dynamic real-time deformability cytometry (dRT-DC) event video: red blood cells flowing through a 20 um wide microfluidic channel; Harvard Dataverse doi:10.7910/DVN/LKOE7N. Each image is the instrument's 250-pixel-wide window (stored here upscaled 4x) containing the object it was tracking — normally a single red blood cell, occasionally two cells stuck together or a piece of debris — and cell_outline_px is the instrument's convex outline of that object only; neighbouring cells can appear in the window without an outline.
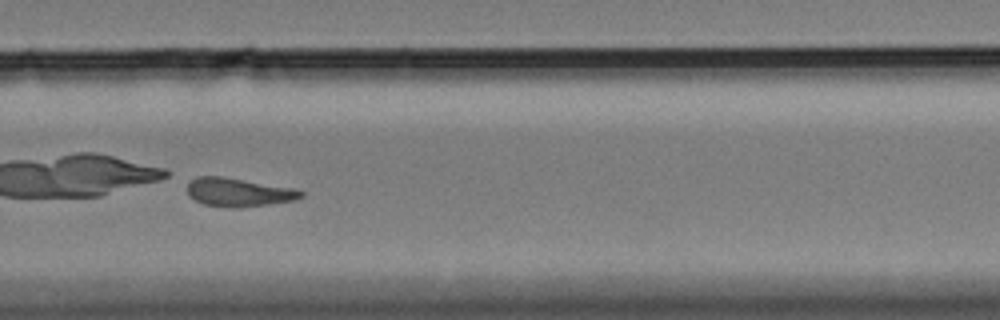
{"species": "Egyptian fruit bat (a non-hibernating species)", "species_latin": "Rousettus aegyptiacus", "temperature_condition": "cold", "stored_images_in_passage": 59, "camera_frame_rate_fps": 3000, "um_per_image_px": 0.085, "animal": {"sex": "female"}, "frame": {"image": 1, "passage_image": 42, "time_ms": 13.667, "image_size_px": [1000, 320], "cell_outline_px": [[304, 196], [292, 200], [268, 204], [240, 208], [232, 208], [204, 204], [188, 196], [188, 184], [196, 176], [220, 176], [292, 188], [304, 192]], "centroid_in_image_um": [20.24, 16.35], "position_along_channel_um": 309.6, "area_um2": 18.61}}